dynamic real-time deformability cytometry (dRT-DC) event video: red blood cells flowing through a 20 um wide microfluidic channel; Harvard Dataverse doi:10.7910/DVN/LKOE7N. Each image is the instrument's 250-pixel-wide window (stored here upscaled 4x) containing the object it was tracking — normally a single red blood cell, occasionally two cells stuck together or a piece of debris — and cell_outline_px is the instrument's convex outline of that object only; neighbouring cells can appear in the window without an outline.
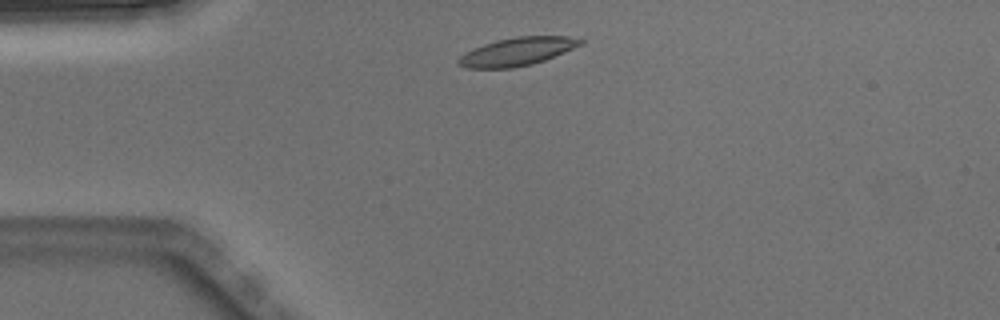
{"species": "Egyptian fruit bat (a non-hibernating species)", "species_latin": "Rousettus aegyptiacus", "temperature_condition": "warm", "stored_images_in_passage": 2, "camera_frame_rate_fps": 3000, "um_per_image_px": 0.085, "animal": {"sex": "male"}, "frame": {"image": 1, "passage_image": 1, "time_ms": 0.0, "image_size_px": [1000, 320], "cell_outline_px": [[584, 44], [544, 60], [532, 64], [512, 68], [468, 68], [456, 64], [456, 60], [460, 56], [472, 48], [496, 40], [516, 36], [568, 36], [584, 40]], "centroid_in_image_um": [43.94, 4.38], "position_along_channel_um": 41.1, "area_um2": 20.06}}